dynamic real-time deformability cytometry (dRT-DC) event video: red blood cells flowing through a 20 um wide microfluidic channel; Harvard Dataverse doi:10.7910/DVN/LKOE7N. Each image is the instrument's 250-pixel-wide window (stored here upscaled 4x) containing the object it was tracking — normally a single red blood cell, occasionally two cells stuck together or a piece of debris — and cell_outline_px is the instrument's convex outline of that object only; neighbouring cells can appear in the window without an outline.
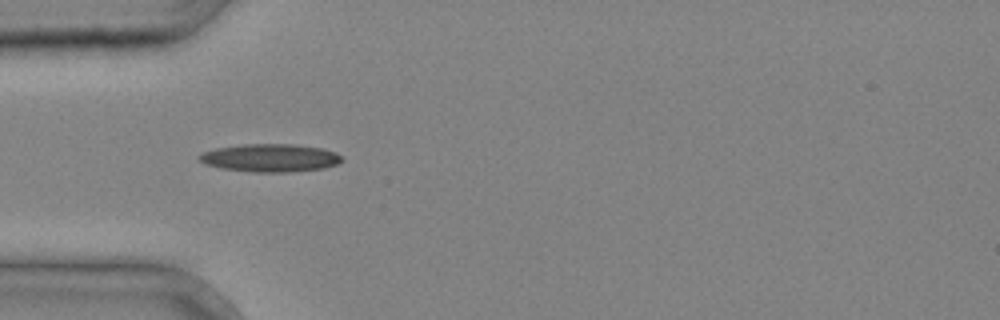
{"species": "common noctule bat (a hibernating species)", "species_latin": "Nyctalus noctula", "temperature_condition": "cold", "stored_images_in_passage": 1, "camera_frame_rate_fps": 3000, "um_per_image_px": 0.085, "animal": {"sex": "male", "body_mass_g": 20.4}, "frame": {"image": 1, "passage_image": 1, "time_ms": 0.0, "image_size_px": [1000, 320], "cell_outline_px": [[344, 160], [336, 164], [324, 168], [288, 172], [252, 172], [220, 168], [204, 164], [196, 156], [204, 152], [216, 148], [244, 144], [296, 144], [320, 148], [336, 152], [344, 156]], "centroid_in_image_um": [22.98, 13.42], "position_along_channel_um": 62.0, "area_um2": 23.35}}